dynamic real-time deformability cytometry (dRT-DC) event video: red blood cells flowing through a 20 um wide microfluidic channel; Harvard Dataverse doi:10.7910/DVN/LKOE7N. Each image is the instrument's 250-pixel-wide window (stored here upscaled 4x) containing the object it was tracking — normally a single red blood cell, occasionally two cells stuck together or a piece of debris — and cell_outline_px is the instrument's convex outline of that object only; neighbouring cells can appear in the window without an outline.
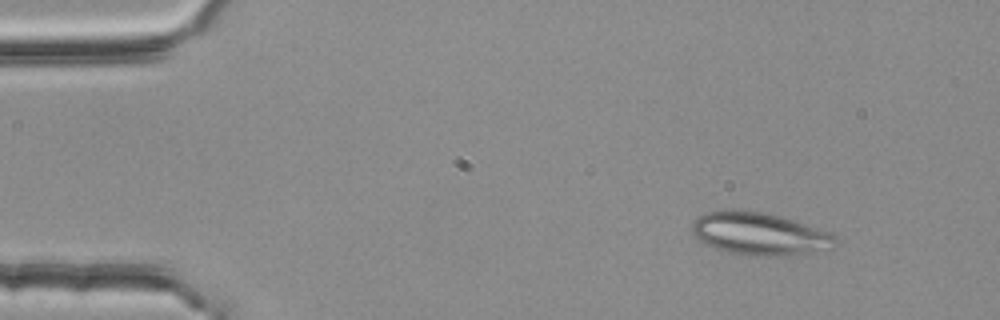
{"species": "common noctule bat (a hibernating species)", "species_latin": "Nyctalus noctula", "temperature_condition": "room temperature", "stored_images_in_passage": 3, "camera_frame_rate_fps": 3000, "um_per_image_px": 0.085, "animal": {"sex": "female", "body_mass_g": 25.1}, "frame": {"image": 1, "passage_image": 1, "time_ms": 0.0, "image_size_px": [1000, 320], "cell_outline_px": [[836, 240], [832, 248], [804, 256], [748, 256], [728, 252], [712, 248], [704, 244], [692, 232], [692, 220], [696, 216], [704, 212], [724, 208], [732, 208], [764, 212], [780, 216], [828, 232], [836, 236]], "centroid_in_image_um": [64.51, 19.88], "position_along_channel_um": 20.5, "area_um2": 36.53}}